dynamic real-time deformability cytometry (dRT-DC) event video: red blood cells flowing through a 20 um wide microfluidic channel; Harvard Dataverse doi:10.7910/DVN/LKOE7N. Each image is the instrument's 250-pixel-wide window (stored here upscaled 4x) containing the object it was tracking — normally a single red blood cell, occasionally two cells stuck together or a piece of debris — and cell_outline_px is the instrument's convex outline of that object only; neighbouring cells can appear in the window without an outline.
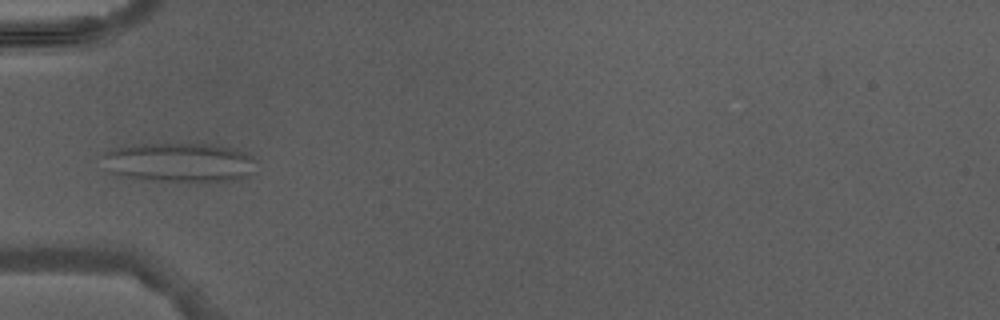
{"species": "Egyptian fruit bat (a non-hibernating species)", "species_latin": "Rousettus aegyptiacus", "temperature_condition": "warm", "stored_images_in_passage": 5, "camera_frame_rate_fps": 3000, "um_per_image_px": 0.085, "animal": {"sex": "male"}, "frame": {"image": 1, "passage_image": 4, "time_ms": 4.667, "image_size_px": [1000, 320], "cell_outline_px": [[256, 172], [240, 180], [216, 184], [144, 180], [120, 176], [108, 172], [100, 156], [104, 152], [112, 148], [140, 144], [212, 144], [236, 148], [252, 156], [256, 160]], "centroid_in_image_um": [15.3, 13.85], "position_along_channel_um": 69.7, "area_um2": 36.99}}
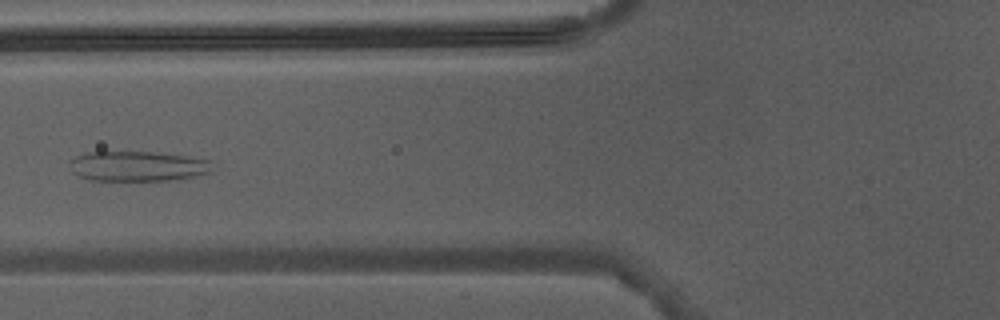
{"frame": {"image": 2, "passage_image": 5, "time_ms": 5.667, "image_size_px": [1000, 320], "cell_outline_px": [[212, 172], [180, 180], [88, 180], [76, 176], [68, 168], [68, 160], [76, 156], [88, 152], [152, 152], [184, 156], [208, 160]], "centroid_in_image_um": [11.62, 14.14], "position_along_channel_um": 114.2, "area_um2": 25.14}}